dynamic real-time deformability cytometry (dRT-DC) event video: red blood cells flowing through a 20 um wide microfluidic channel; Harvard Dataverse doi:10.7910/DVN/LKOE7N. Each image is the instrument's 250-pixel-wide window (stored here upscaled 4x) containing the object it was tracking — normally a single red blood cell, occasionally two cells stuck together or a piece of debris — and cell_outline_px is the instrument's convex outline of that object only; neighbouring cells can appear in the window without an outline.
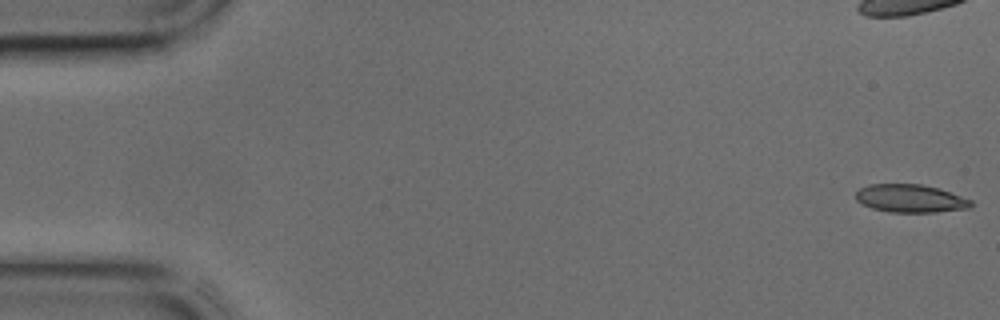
{"species": "common noctule bat (a hibernating species)", "species_latin": "Nyctalus noctula", "temperature_condition": "cold", "stored_images_in_passage": 44, "camera_frame_rate_fps": 3000, "um_per_image_px": 0.085, "animal": {"sex": "male", "body_mass_g": 17.9, "forearm_length_mm": 54.2}, "frame": {"image": 1, "passage_image": 1, "time_ms": 0.0, "image_size_px": [1000, 320], "cell_outline_px": [[972, 204], [968, 208], [936, 212], [888, 212], [872, 208], [856, 200], [856, 192], [860, 188], [868, 184], [920, 184], [940, 188], [972, 200]], "centroid_in_image_um": [77.38, 16.86], "position_along_channel_um": 7.6, "area_um2": 18.79}}